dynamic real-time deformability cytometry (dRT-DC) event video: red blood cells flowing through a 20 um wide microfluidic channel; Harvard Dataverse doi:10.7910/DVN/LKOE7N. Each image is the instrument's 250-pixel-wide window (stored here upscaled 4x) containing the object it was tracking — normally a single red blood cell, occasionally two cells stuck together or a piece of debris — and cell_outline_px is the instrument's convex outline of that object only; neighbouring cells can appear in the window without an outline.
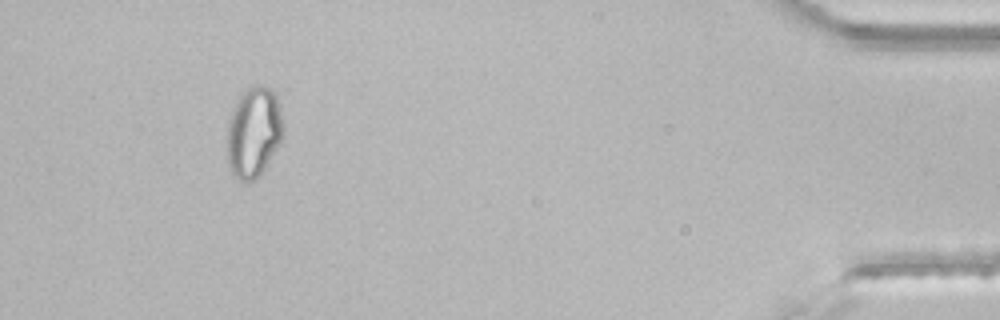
{"species": "common noctule bat (a hibernating species)", "species_latin": "Nyctalus noctula", "temperature_condition": "room temperature", "stored_images_in_passage": 43, "segment_of_instrument_passage": [2, 2], "camera_frame_rate_fps": 3000, "um_per_image_px": 0.085, "animal": {"sex": "male", "body_mass_g": 21.5, "forearm_length_mm": 52.0}, "frame": {"image": 1, "passage_image": 40, "time_ms": 13.0, "image_size_px": [1000, 320], "cell_outline_px": [[288, 88], [284, 128], [280, 144], [264, 168], [248, 184], [236, 180], [232, 176], [228, 168], [228, 120], [240, 92], [252, 84], [260, 84]], "centroid_in_image_um": [21.71, 11.02], "position_along_channel_um": 413.5, "area_um2": 32.25}}